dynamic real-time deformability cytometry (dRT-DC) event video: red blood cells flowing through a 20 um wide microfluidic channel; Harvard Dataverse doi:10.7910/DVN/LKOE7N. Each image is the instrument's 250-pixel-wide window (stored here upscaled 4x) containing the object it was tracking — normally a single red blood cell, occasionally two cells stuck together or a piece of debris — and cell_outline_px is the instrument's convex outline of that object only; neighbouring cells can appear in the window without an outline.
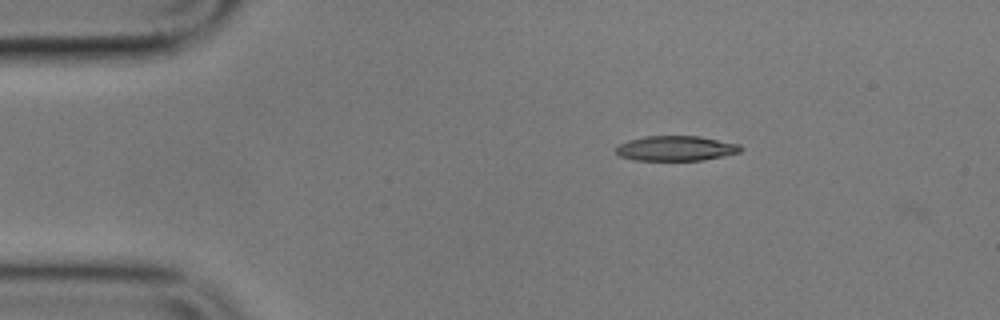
{"species": "common noctule bat (a hibernating species)", "species_latin": "Nyctalus noctula", "temperature_condition": "cold", "stored_images_in_passage": 3, "camera_frame_rate_fps": 3000, "um_per_image_px": 0.085, "animal": {"sex": "male", "body_mass_g": 17.9}, "frame": {"image": 1, "passage_image": 1, "time_ms": 0.0, "image_size_px": [1000, 320], "cell_outline_px": [[744, 148], [740, 152], [724, 156], [704, 160], [632, 160], [620, 156], [616, 152], [616, 148], [620, 144], [628, 140], [644, 136], [700, 136], [740, 144]], "centroid_in_image_um": [57.48, 12.61], "position_along_channel_um": 27.5, "area_um2": 18.26}}